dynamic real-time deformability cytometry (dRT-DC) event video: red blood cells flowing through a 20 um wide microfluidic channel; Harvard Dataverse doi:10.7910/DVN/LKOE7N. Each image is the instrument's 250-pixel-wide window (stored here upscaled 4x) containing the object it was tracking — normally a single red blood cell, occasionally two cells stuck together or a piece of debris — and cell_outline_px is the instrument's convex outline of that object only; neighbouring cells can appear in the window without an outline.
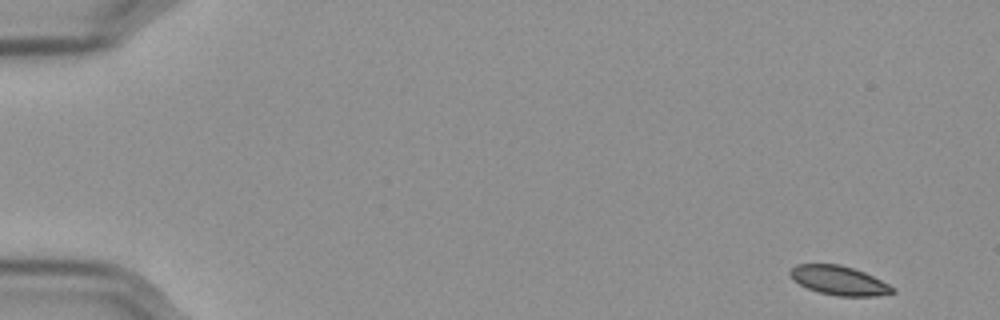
{"species": "Egyptian fruit bat (a non-hibernating species)", "species_latin": "Rousettus aegyptiacus", "temperature_condition": "cold", "stored_images_in_passage": 55, "camera_frame_rate_fps": 3000, "um_per_image_px": 0.085, "frame": {"image": 1, "passage_image": 1, "time_ms": 0.0, "image_size_px": [1000, 320], "cell_outline_px": [[896, 292], [872, 296], [840, 296], [820, 292], [808, 288], [800, 284], [788, 272], [796, 264], [840, 264], [864, 272], [888, 284]], "centroid_in_image_um": [71.31, 23.83], "position_along_channel_um": 13.7, "area_um2": 16.94}}
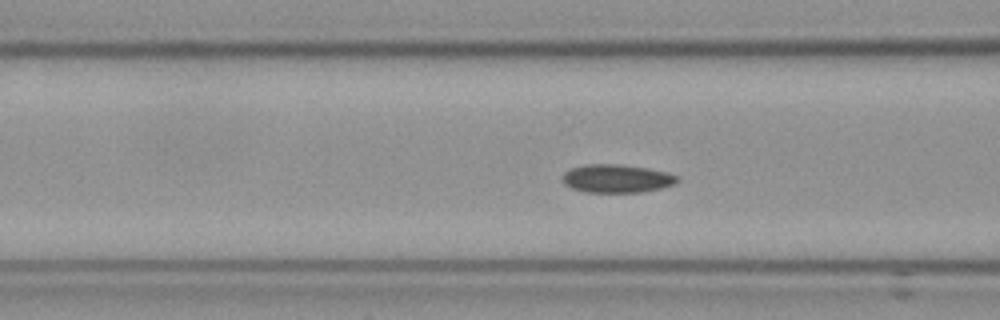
{"frame": {"image": 2, "passage_image": 21, "time_ms": 6.667, "image_size_px": [1000, 320], "cell_outline_px": [[680, 180], [672, 184], [660, 188], [640, 192], [584, 192], [572, 188], [564, 184], [560, 176], [568, 168], [584, 164], [620, 164], [648, 168], [668, 172], [680, 176]], "centroid_in_image_um": [52.38, 15.16], "position_along_channel_um": 114.2, "area_um2": 19.19}}
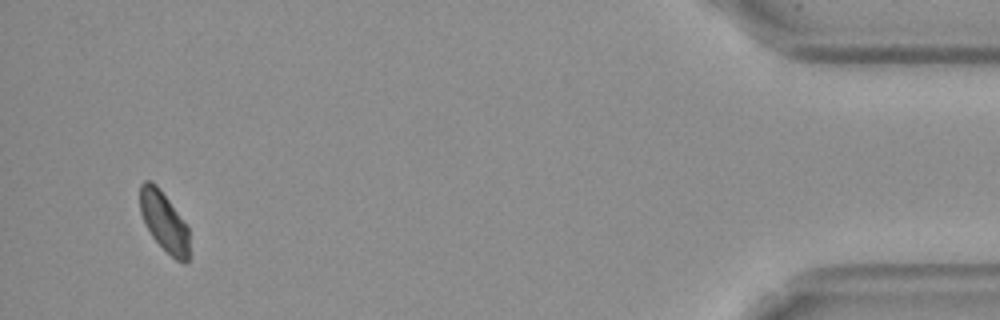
{"frame": {"image": 3, "passage_image": 53, "time_ms": 17.333, "image_size_px": [1000, 320], "cell_outline_px": [[188, 260], [184, 264], [176, 260], [152, 236], [140, 212], [140, 184], [144, 180], [152, 180], [156, 184], [168, 200], [188, 228]], "centroid_in_image_um": [13.92, 18.81], "position_along_channel_um": 421.3, "area_um2": 16.65}, "authors_computed_cell_mechanics": {"area_um2": 18.3226, "velocity_mm_per_s": 3.5402, "shape_relaxation_time_tau1_ms": 4.9805, "shape_relaxation_time_tau2_ms": null, "deformation_change_tau1": 0.0608, "deformation_change_tau2": null}}